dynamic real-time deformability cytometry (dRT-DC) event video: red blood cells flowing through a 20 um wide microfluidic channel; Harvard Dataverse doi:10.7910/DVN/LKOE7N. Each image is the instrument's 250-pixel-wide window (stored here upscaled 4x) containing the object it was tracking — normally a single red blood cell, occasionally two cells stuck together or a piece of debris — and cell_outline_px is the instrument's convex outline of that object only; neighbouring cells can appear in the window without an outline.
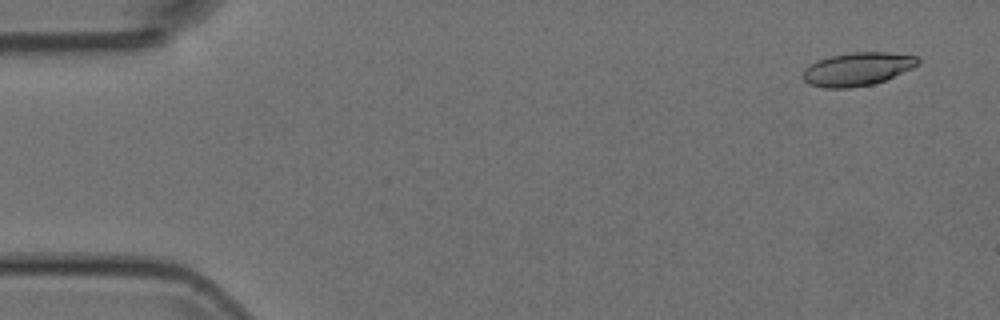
{"species": "Egyptian fruit bat (a non-hibernating species)", "species_latin": "Rousettus aegyptiacus", "temperature_condition": "room temperature", "stored_images_in_passage": 9, "camera_frame_rate_fps": 3000, "um_per_image_px": 0.085, "animal": {"sex": "female"}, "frame": {"image": 1, "passage_image": 1, "time_ms": 0.0, "image_size_px": [1000, 320], "cell_outline_px": [[920, 64], [912, 68], [884, 80], [872, 84], [848, 88], [824, 88], [808, 84], [804, 80], [804, 68], [808, 64], [816, 60], [832, 56], [852, 52], [888, 52], [916, 56], [920, 60]], "centroid_in_image_um": [72.86, 5.86], "position_along_channel_um": 12.1, "area_um2": 22.25}}
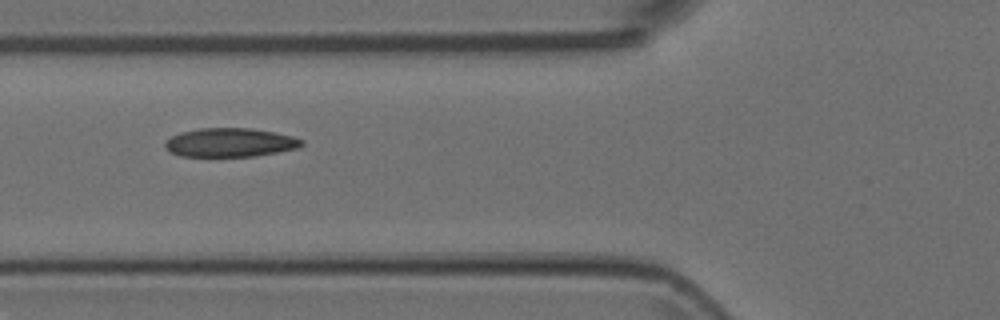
{"frame": {"image": 2, "passage_image": 6, "time_ms": 1.667, "image_size_px": [1000, 320], "cell_outline_px": [[304, 144], [296, 148], [276, 152], [252, 156], [180, 156], [168, 152], [164, 148], [164, 140], [180, 132], [200, 128], [252, 128], [292, 136], [304, 140]], "centroid_in_image_um": [19.49, 12.11], "position_along_channel_um": 106.3, "area_um2": 22.95}}
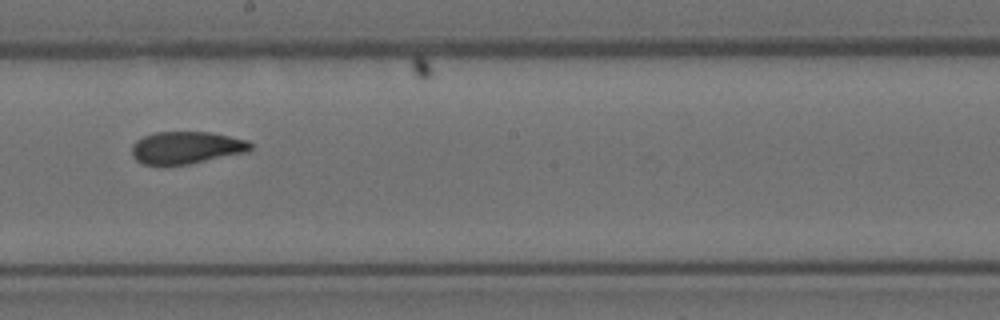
{"frame": {"image": 3, "passage_image": 9, "time_ms": 2.667, "image_size_px": [1000, 320], "cell_outline_px": [[252, 148], [248, 152], [188, 164], [144, 164], [136, 160], [132, 156], [132, 144], [136, 140], [144, 136], [156, 132], [212, 132], [248, 140], [252, 144]], "centroid_in_image_um": [15.86, 12.54], "position_along_channel_um": 232.3, "area_um2": 22.31}}